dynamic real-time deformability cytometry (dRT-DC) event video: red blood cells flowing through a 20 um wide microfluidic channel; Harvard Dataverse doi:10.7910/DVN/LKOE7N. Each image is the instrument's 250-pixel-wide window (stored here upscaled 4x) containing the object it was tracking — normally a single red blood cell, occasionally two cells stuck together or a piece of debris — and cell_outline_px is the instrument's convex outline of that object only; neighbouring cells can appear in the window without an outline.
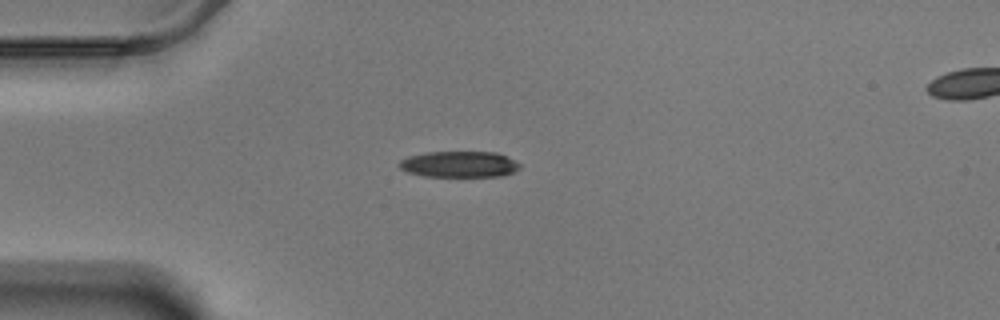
{"species": "Egyptian fruit bat (a non-hibernating species)", "species_latin": "Rousettus aegyptiacus", "temperature_condition": "warm", "stored_images_in_passage": 45, "camera_frame_rate_fps": 3000, "um_per_image_px": 0.085, "animal": {"sex": "male"}, "frame": {"image": 1, "passage_image": 1, "time_ms": 0.0, "image_size_px": [1000, 320], "cell_outline_px": [[520, 168], [504, 176], [424, 176], [408, 172], [400, 168], [396, 164], [400, 160], [408, 156], [424, 152], [496, 152], [508, 156], [520, 164]], "centroid_in_image_um": [39.02, 13.95], "position_along_channel_um": 46.0, "area_um2": 18.44}}
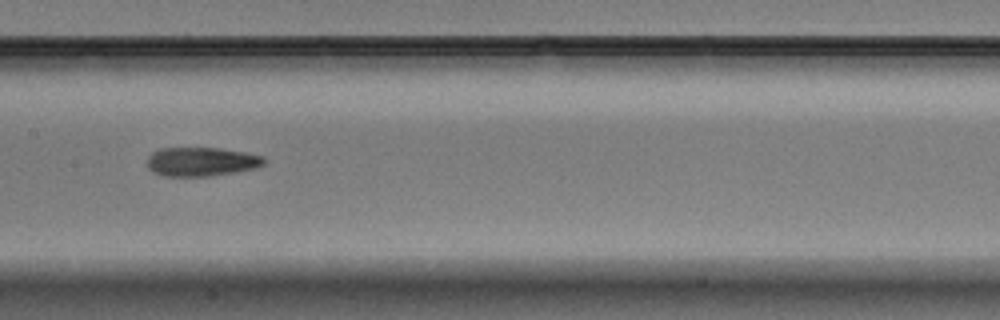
{"frame": {"image": 2, "passage_image": 15, "time_ms": 4.667, "image_size_px": [1000, 320], "cell_outline_px": [[264, 164], [252, 168], [236, 172], [212, 176], [164, 176], [148, 168], [148, 156], [152, 152], [160, 148], [220, 148], [244, 152], [264, 156]], "centroid_in_image_um": [17.11, 13.74], "position_along_channel_um": 190.3, "area_um2": 19.59}}
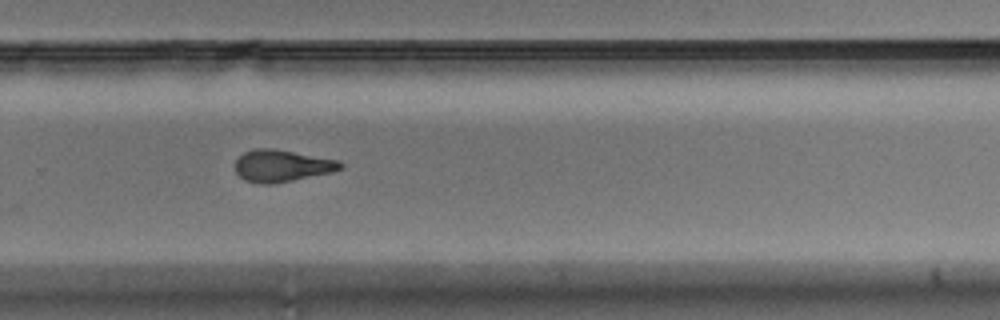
{"frame": {"image": 3, "passage_image": 25, "time_ms": 8.0, "image_size_px": [1000, 320], "cell_outline_px": [[344, 168], [332, 172], [272, 184], [260, 184], [244, 180], [236, 172], [236, 160], [244, 152], [256, 148], [272, 148], [340, 160], [344, 164]], "centroid_in_image_um": [23.98, 14.09], "position_along_channel_um": 305.8, "area_um2": 19.59}, "authors_computed_cell_mechanics": {"area_um2": 18.9006, "velocity_mm_per_s": 3.4768, "shape_relaxation_time_tau1_ms": null, "shape_relaxation_time_tau2_ms": 2.0768, "deformation_change_tau1": null, "deformation_change_tau2": 0.0867}}